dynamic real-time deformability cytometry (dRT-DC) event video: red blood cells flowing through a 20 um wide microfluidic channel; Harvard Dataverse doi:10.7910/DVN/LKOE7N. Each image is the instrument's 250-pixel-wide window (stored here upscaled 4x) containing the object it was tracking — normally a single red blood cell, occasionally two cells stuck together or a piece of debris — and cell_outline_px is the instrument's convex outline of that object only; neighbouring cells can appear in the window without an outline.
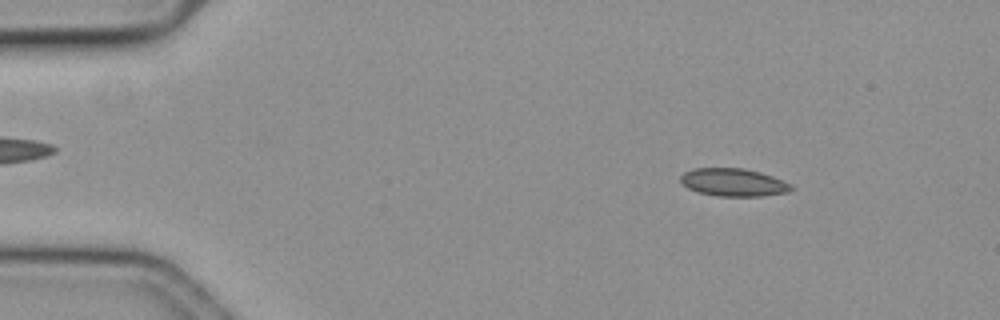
{"species": "common noctule bat (a hibernating species)", "species_latin": "Nyctalus noctula", "temperature_condition": "cold", "stored_images_in_passage": 58, "camera_frame_rate_fps": 3000, "um_per_image_px": 0.085, "animal": {"sex": "female", "body_mass_g": 19.3, "forearm_length_mm": 54.1}, "frame": {"image": 1, "passage_image": 8, "time_ms": 2.333, "image_size_px": [1000, 320], "cell_outline_px": [[792, 188], [788, 192], [764, 196], [716, 196], [696, 192], [688, 188], [680, 180], [680, 176], [684, 172], [692, 168], [744, 168], [760, 172], [772, 176], [792, 184]], "centroid_in_image_um": [62.32, 15.5], "position_along_channel_um": 22.7, "area_um2": 18.03}}
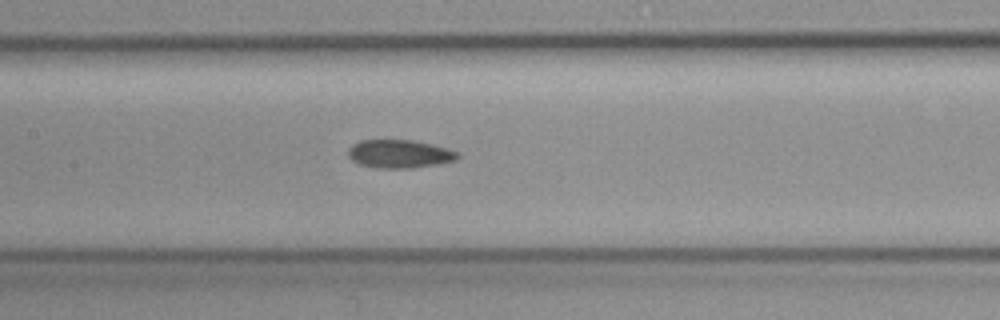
{"frame": {"image": 2, "passage_image": 28, "time_ms": 9.0, "image_size_px": [1000, 320], "cell_outline_px": [[460, 156], [456, 160], [436, 164], [412, 168], [376, 168], [360, 164], [352, 160], [348, 156], [348, 148], [352, 144], [360, 140], [412, 140], [432, 144], [456, 152]], "centroid_in_image_um": [33.91, 13.08], "position_along_channel_um": 173.5, "area_um2": 17.92}}
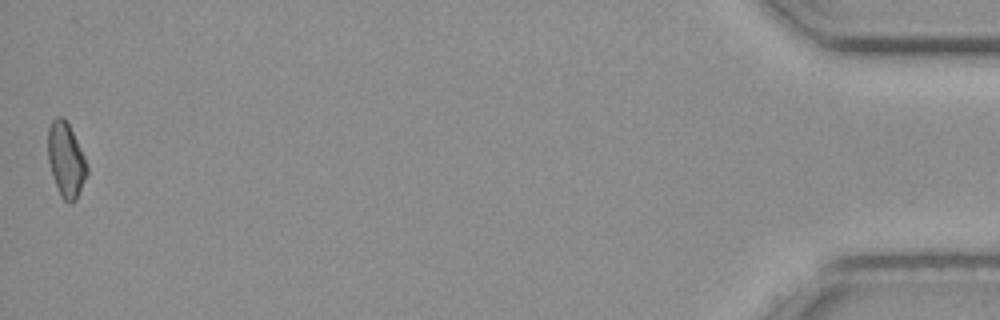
{"frame": {"image": 3, "passage_image": 58, "time_ms": 19.0, "image_size_px": [1000, 320], "cell_outline_px": [[88, 176], [76, 200], [72, 204], [68, 204], [60, 196], [48, 160], [48, 128], [52, 120], [56, 116], [64, 116], [84, 156], [88, 168]], "centroid_in_image_um": [5.62, 13.61], "position_along_channel_um": 429.6, "area_um2": 16.99}}